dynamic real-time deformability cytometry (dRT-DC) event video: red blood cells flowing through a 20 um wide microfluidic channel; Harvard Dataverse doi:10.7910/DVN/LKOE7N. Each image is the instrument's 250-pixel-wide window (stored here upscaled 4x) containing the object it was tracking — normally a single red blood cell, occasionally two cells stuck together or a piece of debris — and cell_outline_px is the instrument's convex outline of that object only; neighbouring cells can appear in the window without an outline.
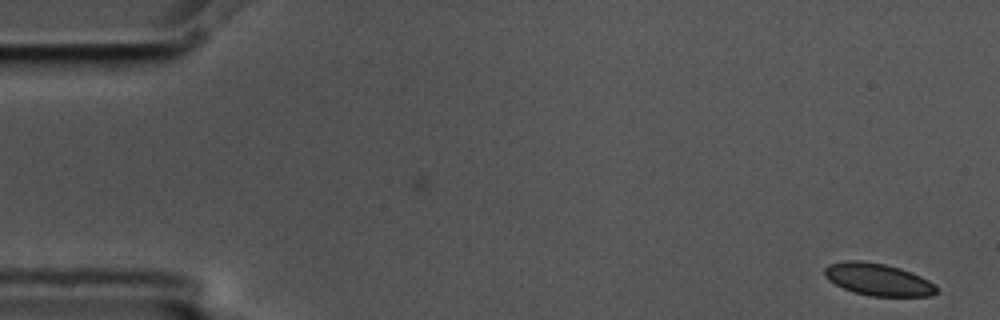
{"species": "common noctule bat (a hibernating species)", "species_latin": "Nyctalus noctula", "temperature_condition": "cold", "stored_images_in_passage": 5, "camera_frame_rate_fps": 3000, "um_per_image_px": 0.085, "animal": {"sex": "male", "body_mass_g": 17.5, "forearm_length_mm": 52.3}, "frame": {"image": 1, "passage_image": 1, "time_ms": 0.0, "image_size_px": [1000, 320], "cell_outline_px": [[940, 292], [932, 296], [872, 296], [852, 292], [828, 280], [824, 276], [824, 268], [828, 264], [844, 260], [860, 260], [884, 264], [900, 268], [920, 276], [936, 284], [940, 288]], "centroid_in_image_um": [74.66, 23.76], "position_along_channel_um": 10.3, "area_um2": 21.27}}
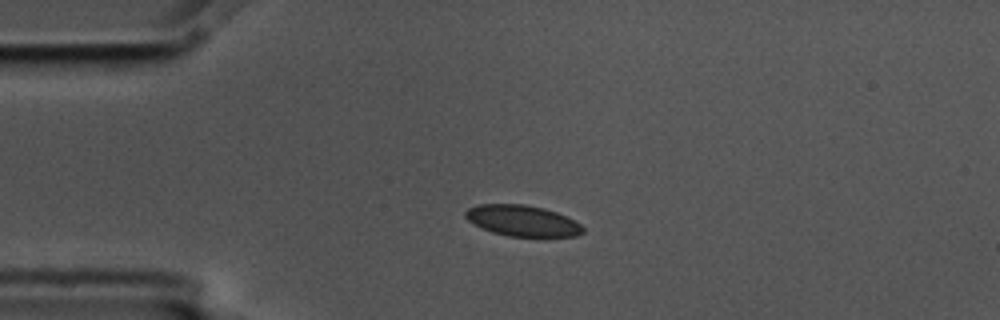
{"frame": {"image": 2, "passage_image": 4, "time_ms": 1.0, "image_size_px": [1000, 320], "cell_outline_px": [[584, 232], [576, 236], [508, 236], [492, 232], [468, 220], [464, 216], [464, 212], [468, 208], [480, 204], [524, 204], [544, 208], [556, 212], [580, 224], [584, 228]], "centroid_in_image_um": [44.39, 18.75], "position_along_channel_um": 40.6, "area_um2": 20.92}}